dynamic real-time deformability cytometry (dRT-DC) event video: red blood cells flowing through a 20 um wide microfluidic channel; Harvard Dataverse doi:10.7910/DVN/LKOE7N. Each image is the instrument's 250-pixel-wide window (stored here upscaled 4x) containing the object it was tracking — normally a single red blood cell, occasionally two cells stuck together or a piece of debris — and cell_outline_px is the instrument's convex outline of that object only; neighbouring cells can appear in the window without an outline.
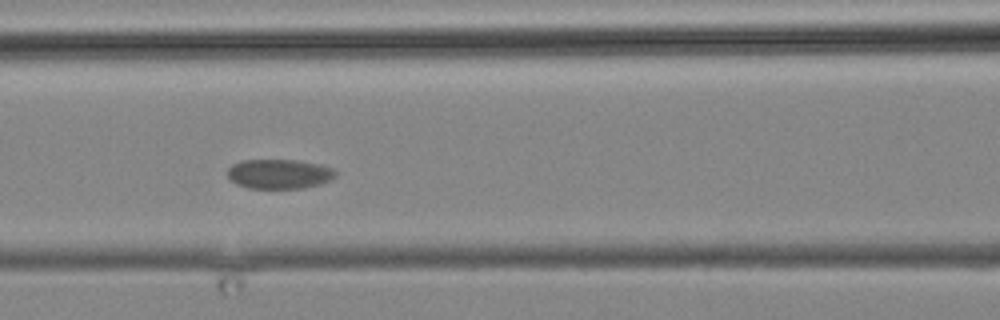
{"species": "common noctule bat (a hibernating species)", "species_latin": "Nyctalus noctula", "temperature_condition": "cold", "stored_images_in_passage": 3, "camera_frame_rate_fps": 3000, "um_per_image_px": 0.085, "animal": {"sex": "male", "body_mass_g": 19.2, "forearm_length_mm": 51.8}, "frame": {"image": 1, "passage_image": 3, "time_ms": 2.333, "image_size_px": [1000, 320], "cell_outline_px": [[336, 176], [332, 180], [320, 184], [304, 188], [248, 188], [236, 184], [228, 176], [228, 168], [232, 164], [240, 160], [296, 160], [320, 164], [332, 168], [336, 172]], "centroid_in_image_um": [23.75, 14.78], "position_along_channel_um": 142.9, "area_um2": 18.73}}